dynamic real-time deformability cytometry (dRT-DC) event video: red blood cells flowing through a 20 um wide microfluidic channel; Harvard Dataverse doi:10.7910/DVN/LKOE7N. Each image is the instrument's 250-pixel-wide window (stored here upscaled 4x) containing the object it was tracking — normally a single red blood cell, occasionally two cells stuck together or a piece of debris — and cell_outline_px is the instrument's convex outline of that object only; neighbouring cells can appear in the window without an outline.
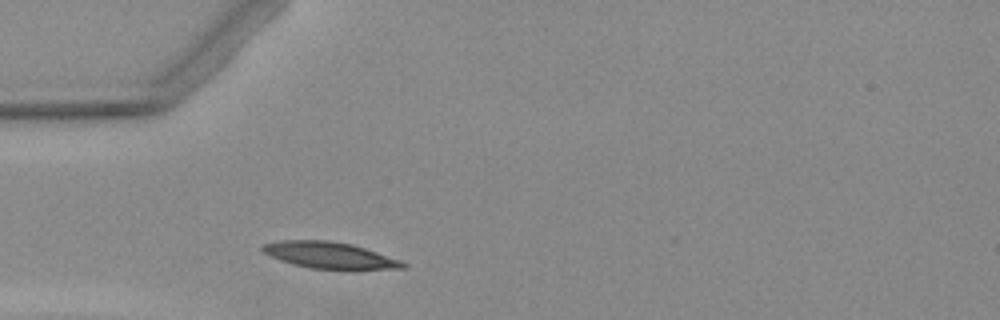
{"species": "Egyptian fruit bat (a non-hibernating species)", "species_latin": "Rousettus aegyptiacus", "temperature_condition": "warm", "stored_images_in_passage": 1, "camera_frame_rate_fps": 3000, "um_per_image_px": 0.085, "animal": {"sex": "female"}, "frame": {"image": 1, "passage_image": 1, "time_ms": 0.0, "image_size_px": [1000, 320], "cell_outline_px": [[408, 268], [312, 268], [292, 264], [280, 260], [264, 252], [260, 248], [264, 244], [284, 240], [328, 240], [352, 244], [400, 260], [408, 264]], "centroid_in_image_um": [27.99, 21.67], "position_along_channel_um": 57.0, "area_um2": 20.98}}